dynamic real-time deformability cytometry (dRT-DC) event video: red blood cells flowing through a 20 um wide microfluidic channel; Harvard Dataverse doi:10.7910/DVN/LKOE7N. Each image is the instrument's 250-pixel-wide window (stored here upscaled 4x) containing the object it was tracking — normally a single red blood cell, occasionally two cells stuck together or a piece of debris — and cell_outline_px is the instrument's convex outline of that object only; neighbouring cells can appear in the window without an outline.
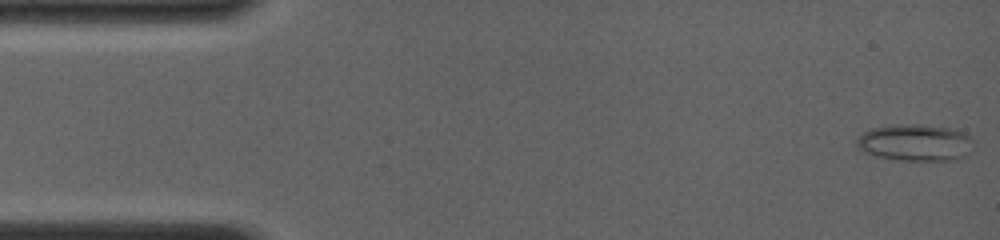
{"species": "common noctule bat (a hibernating species)", "species_latin": "Nyctalus noctula", "temperature_condition": "room temperature", "stored_images_in_passage": 12, "camera_frame_rate_fps": 4000, "um_per_image_px": 0.085, "animal": {"sex": "female", "body_mass_g": 19.0, "forearm_length_mm": 56.7}, "frame": {"image": 1, "passage_image": 1, "time_ms": 0.0, "image_size_px": [1000, 240], "cell_outline_px": [[972, 152], [956, 160], [904, 160], [876, 156], [860, 148], [856, 144], [856, 140], [864, 132], [872, 128], [888, 124], [920, 124], [952, 128], [968, 136], [972, 140]], "centroid_in_image_um": [77.82, 12.11], "position_along_channel_um": 7.2, "area_um2": 24.91}}
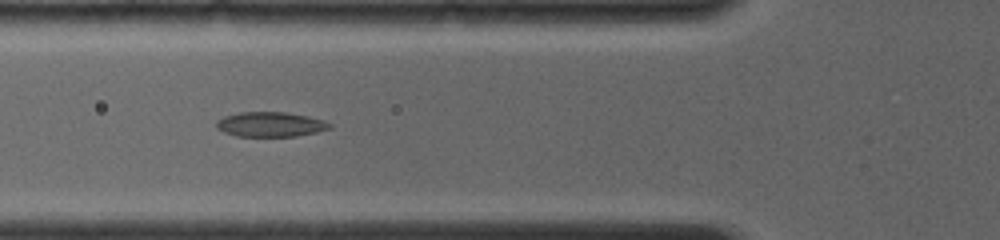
{"frame": {"image": 2, "passage_image": 8, "time_ms": 5.25, "image_size_px": [1000, 240], "cell_outline_px": [[332, 128], [316, 132], [296, 136], [236, 136], [224, 132], [216, 128], [216, 120], [224, 116], [240, 112], [284, 112], [308, 116], [324, 120], [332, 124]], "centroid_in_image_um": [22.98, 10.57], "position_along_channel_um": 102.8, "area_um2": 16.42}}
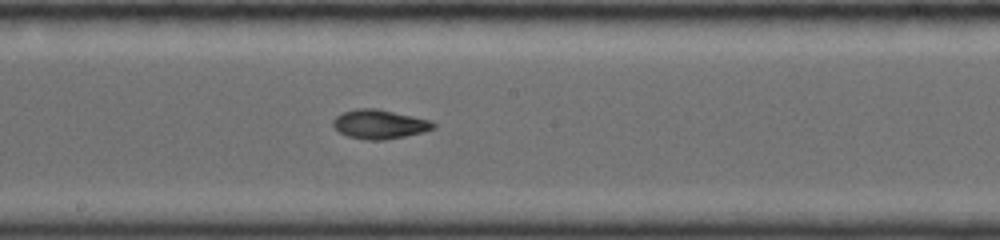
{"frame": {"image": 3, "passage_image": 12, "time_ms": 8.0, "image_size_px": [1000, 240], "cell_outline_px": [[436, 128], [424, 132], [384, 140], [368, 140], [348, 136], [340, 132], [332, 124], [332, 120], [336, 116], [344, 112], [356, 108], [376, 108], [432, 120], [436, 124]], "centroid_in_image_um": [32.29, 10.55], "position_along_channel_um": 215.9, "area_um2": 17.05}}